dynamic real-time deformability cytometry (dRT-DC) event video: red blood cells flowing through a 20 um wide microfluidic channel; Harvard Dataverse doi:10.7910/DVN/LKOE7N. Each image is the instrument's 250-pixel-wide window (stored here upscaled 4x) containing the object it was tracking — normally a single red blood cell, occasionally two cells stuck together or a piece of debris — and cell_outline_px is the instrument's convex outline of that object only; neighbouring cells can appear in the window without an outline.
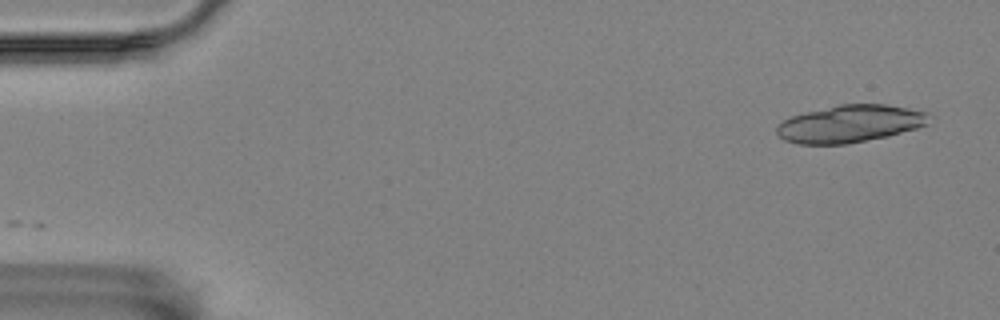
{"species": "Egyptian fruit bat (a non-hibernating species)", "species_latin": "Rousettus aegyptiacus", "temperature_condition": "room temperature", "stored_images_in_passage": 2, "camera_frame_rate_fps": 3000, "um_per_image_px": 0.085, "animal": {"sex": "female"}, "frame": {"image": 1, "passage_image": 2, "time_ms": 1.333, "image_size_px": [1000, 320], "cell_outline_px": [[936, 116], [928, 124], [916, 128], [888, 136], [848, 144], [796, 144], [784, 140], [776, 132], [776, 124], [792, 116], [840, 104], [888, 104], [928, 112]], "centroid_in_image_um": [72.31, 10.52], "position_along_channel_um": 12.7, "area_um2": 33.41}}